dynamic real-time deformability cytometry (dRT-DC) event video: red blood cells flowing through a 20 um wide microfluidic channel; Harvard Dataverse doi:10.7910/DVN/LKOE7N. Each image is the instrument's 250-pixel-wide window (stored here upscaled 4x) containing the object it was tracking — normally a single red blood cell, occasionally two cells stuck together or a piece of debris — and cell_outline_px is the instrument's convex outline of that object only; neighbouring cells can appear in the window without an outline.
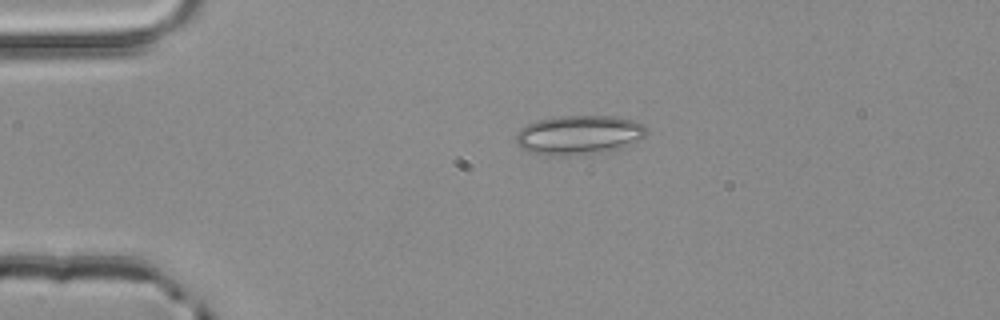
{"species": "common noctule bat (a hibernating species)", "species_latin": "Nyctalus noctula", "temperature_condition": "room temperature", "stored_images_in_passage": 2, "camera_frame_rate_fps": 3000, "um_per_image_px": 0.085, "animal": {"sex": "male", "body_mass_g": 20.4}, "frame": {"image": 1, "passage_image": 1, "time_ms": 0.0, "image_size_px": [1000, 320], "cell_outline_px": [[644, 136], [620, 148], [604, 152], [568, 156], [528, 152], [520, 148], [516, 144], [516, 132], [520, 128], [536, 120], [552, 116], [612, 116], [632, 120], [644, 124]], "centroid_in_image_um": [49.13, 11.46], "position_along_channel_um": 35.9, "area_um2": 29.77}}